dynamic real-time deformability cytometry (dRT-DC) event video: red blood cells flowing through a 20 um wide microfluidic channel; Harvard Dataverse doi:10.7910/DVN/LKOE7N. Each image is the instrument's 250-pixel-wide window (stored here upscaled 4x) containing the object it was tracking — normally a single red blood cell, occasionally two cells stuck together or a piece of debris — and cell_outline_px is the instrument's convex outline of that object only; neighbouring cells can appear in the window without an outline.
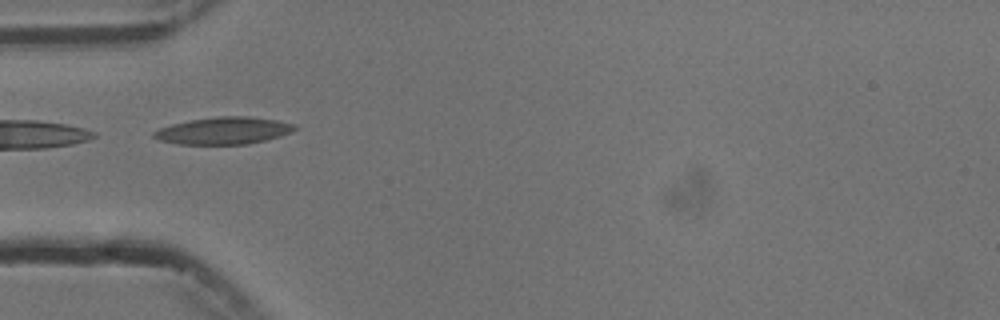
{"species": "common noctule bat (a hibernating species)", "species_latin": "Nyctalus noctula", "temperature_condition": "cold", "stored_images_in_passage": 7, "camera_frame_rate_fps": 3000, "um_per_image_px": 0.085, "animal": {"sex": "male", "body_mass_g": 13.3}, "frame": {"image": 1, "passage_image": 5, "time_ms": 4.667, "image_size_px": [1000, 320], "cell_outline_px": [[296, 128], [292, 132], [280, 136], [248, 144], [180, 144], [160, 140], [152, 136], [152, 132], [160, 128], [172, 124], [192, 120], [220, 116], [248, 116], [276, 120], [296, 124]], "centroid_in_image_um": [19.03, 11.1], "position_along_channel_um": 66.0, "area_um2": 22.08}}
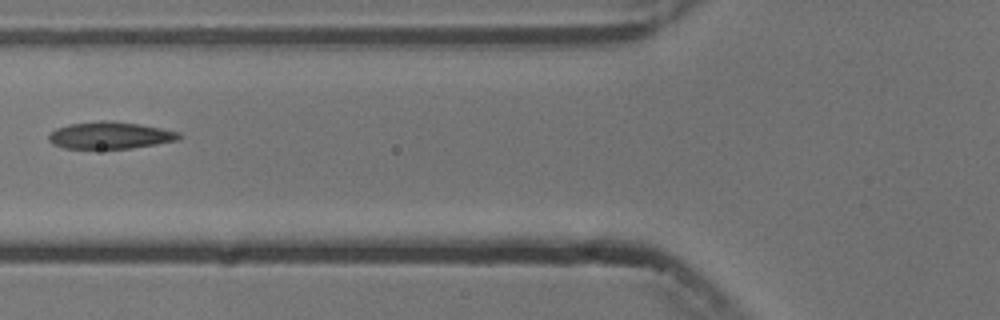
{"frame": {"image": 2, "passage_image": 6, "time_ms": 6.0, "image_size_px": [1000, 320], "cell_outline_px": [[184, 136], [176, 140], [156, 144], [132, 148], [64, 148], [52, 144], [48, 140], [48, 136], [56, 128], [68, 124], [100, 120], [108, 120], [140, 124], [180, 132]], "centroid_in_image_um": [9.35, 11.49], "position_along_channel_um": 116.4, "area_um2": 20.52}}
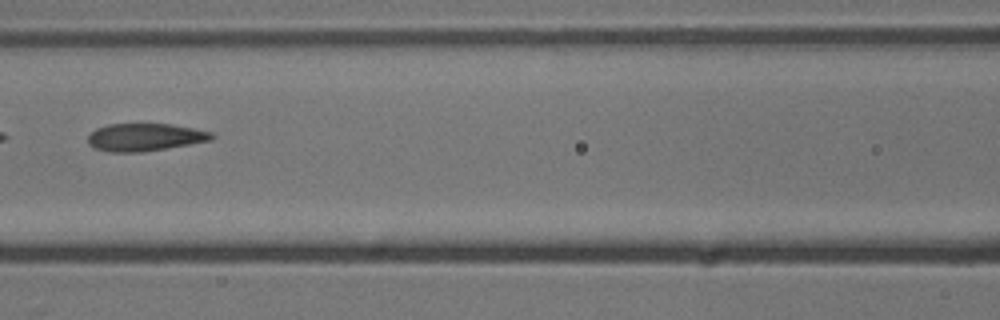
{"frame": {"image": 3, "passage_image": 7, "time_ms": 7.0, "image_size_px": [1000, 320], "cell_outline_px": [[216, 136], [212, 140], [140, 152], [112, 152], [96, 148], [88, 144], [88, 136], [96, 128], [108, 124], [172, 124], [212, 132]], "centroid_in_image_um": [12.32, 11.65], "position_along_channel_um": 154.3, "area_um2": 19.71}}